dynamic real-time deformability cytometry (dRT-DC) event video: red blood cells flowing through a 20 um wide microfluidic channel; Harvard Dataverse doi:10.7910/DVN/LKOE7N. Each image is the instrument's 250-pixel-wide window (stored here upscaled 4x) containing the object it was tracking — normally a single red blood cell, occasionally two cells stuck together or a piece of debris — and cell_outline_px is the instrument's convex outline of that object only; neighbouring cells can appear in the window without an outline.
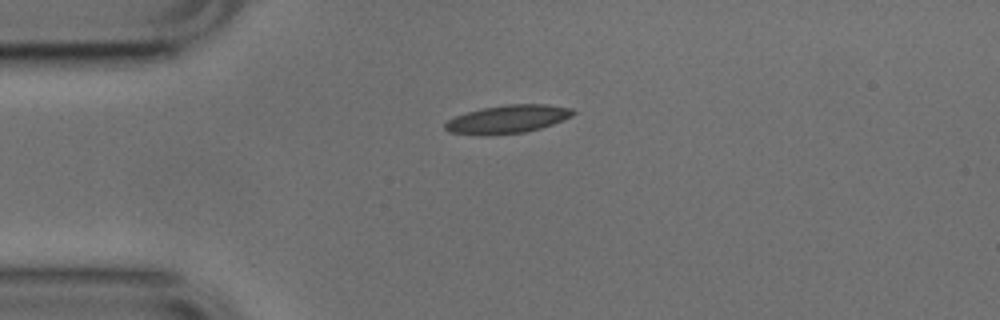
{"species": "common noctule bat (a hibernating species)", "species_latin": "Nyctalus noctula", "temperature_condition": "cold", "stored_images_in_passage": 35, "camera_frame_rate_fps": 3000, "um_per_image_px": 0.085, "animal": {"sex": "male", "body_mass_g": 17.9, "forearm_length_mm": 54.2}, "frame": {"image": 1, "passage_image": 1, "time_ms": 0.0, "image_size_px": [1000, 320], "cell_outline_px": [[576, 112], [572, 116], [564, 120], [540, 128], [524, 132], [488, 136], [480, 136], [448, 132], [444, 128], [444, 124], [448, 120], [456, 116], [480, 108], [508, 104], [548, 104], [572, 108]], "centroid_in_image_um": [43.14, 10.14], "position_along_channel_um": 41.9, "area_um2": 21.27}}
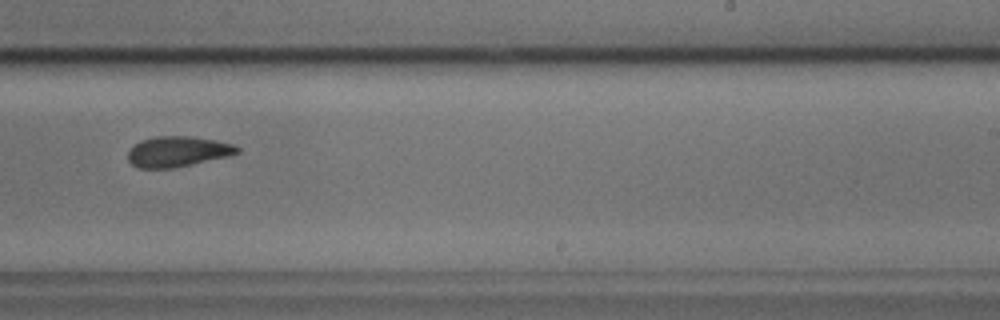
{"frame": {"image": 2, "passage_image": 21, "time_ms": 6.667, "image_size_px": [1000, 320], "cell_outline_px": [[240, 152], [228, 156], [172, 168], [140, 168], [132, 164], [128, 160], [128, 148], [140, 140], [156, 136], [188, 136], [216, 140], [232, 144], [240, 148]], "centroid_in_image_um": [15.07, 12.87], "position_along_channel_um": 273.9, "area_um2": 19.36}}
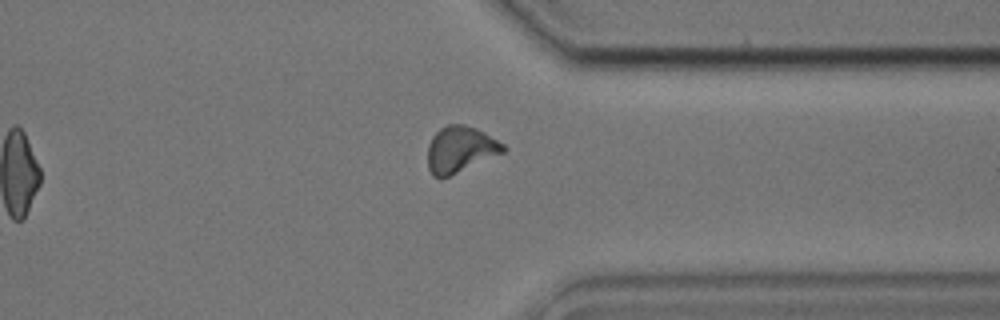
{"frame": {"image": 3, "passage_image": 29, "time_ms": 9.333, "image_size_px": [1000, 320], "cell_outline_px": [[508, 148], [504, 152], [448, 176], [432, 176], [428, 168], [428, 144], [432, 136], [440, 128], [448, 124], [464, 124], [476, 128], [484, 132], [504, 144]], "centroid_in_image_um": [39.12, 12.67], "position_along_channel_um": 372.3, "area_um2": 20.11}, "authors_computed_cell_mechanics": {"area_um2": 19.8832, "velocity_mm_per_s": 3.7935, "shape_relaxation_time_tau1_ms": 3.4618, "shape_relaxation_time_tau2_ms": 3.529, "deformation_change_tau1": 0.1264, "deformation_change_tau2": 0.1054}}